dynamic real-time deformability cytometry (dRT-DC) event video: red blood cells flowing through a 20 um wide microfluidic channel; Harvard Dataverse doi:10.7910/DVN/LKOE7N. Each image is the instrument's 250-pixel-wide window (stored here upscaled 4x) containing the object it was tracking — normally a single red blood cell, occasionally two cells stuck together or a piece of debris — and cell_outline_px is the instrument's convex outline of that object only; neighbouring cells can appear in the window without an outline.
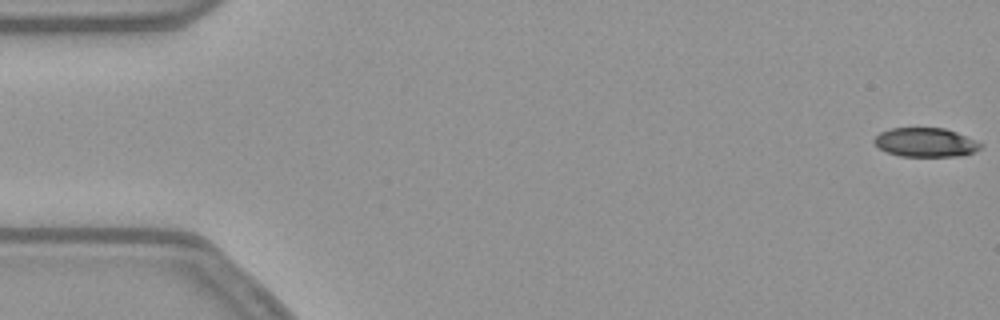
{"species": "common noctule bat (a hibernating species)", "species_latin": "Nyctalus noctula", "temperature_condition": "warm", "stored_images_in_passage": 16, "camera_frame_rate_fps": 3000, "um_per_image_px": 0.085, "animal": {"sex": "female", "body_mass_g": 21.9}, "frame": {"image": 1, "passage_image": 1, "time_ms": 0.0, "image_size_px": [1000, 320], "cell_outline_px": [[984, 144], [980, 148], [964, 156], [900, 156], [888, 152], [880, 148], [872, 140], [880, 132], [892, 128], [944, 128], [956, 132], [976, 140]], "centroid_in_image_um": [78.69, 12.1], "position_along_channel_um": 6.3, "area_um2": 17.92}}
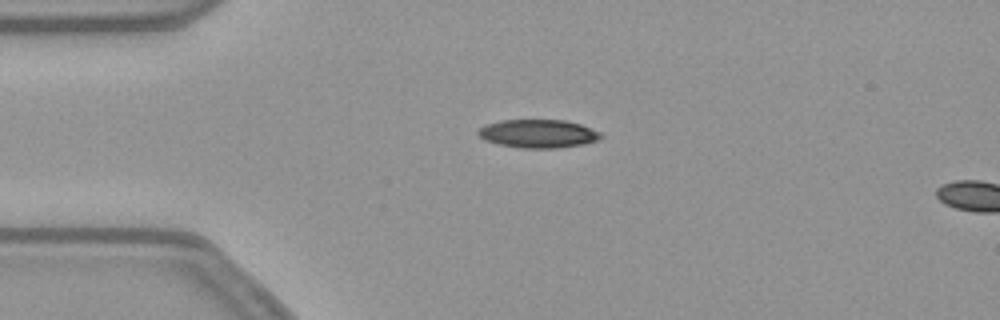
{"frame": {"image": 2, "passage_image": 13, "time_ms": 4.0, "image_size_px": [1000, 320], "cell_outline_px": [[604, 136], [600, 140], [584, 144], [556, 148], [520, 148], [500, 144], [484, 140], [476, 132], [484, 124], [500, 120], [564, 120], [580, 124], [600, 132]], "centroid_in_image_um": [45.75, 11.36], "position_along_channel_um": 39.3, "area_um2": 20.35}}